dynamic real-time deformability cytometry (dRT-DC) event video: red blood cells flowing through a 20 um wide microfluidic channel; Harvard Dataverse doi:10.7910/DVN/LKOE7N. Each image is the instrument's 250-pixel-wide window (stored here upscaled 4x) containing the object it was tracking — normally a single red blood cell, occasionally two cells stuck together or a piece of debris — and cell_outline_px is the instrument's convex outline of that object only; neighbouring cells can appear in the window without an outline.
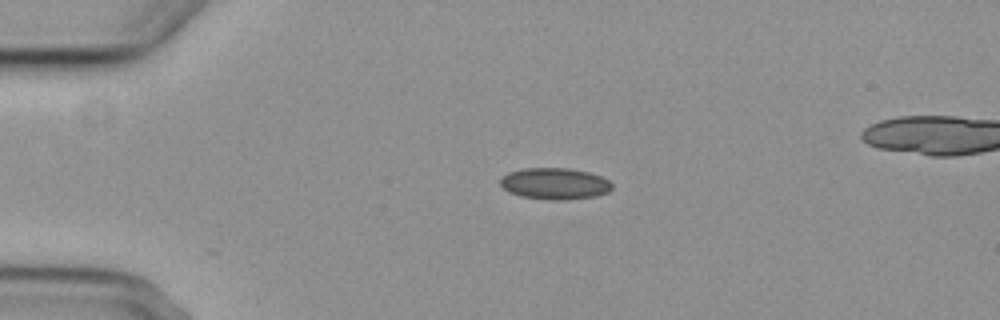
{"species": "common noctule bat (a hibernating species)", "species_latin": "Nyctalus noctula", "temperature_condition": "cold", "stored_images_in_passage": 4, "camera_frame_rate_fps": 3000, "um_per_image_px": 0.085, "animal": {"sex": "female", "body_mass_g": 29.2, "forearm_length_mm": 56.3}, "frame": {"image": 1, "passage_image": 2, "time_ms": 1.333, "image_size_px": [1000, 320], "cell_outline_px": [[612, 188], [608, 192], [596, 196], [560, 200], [548, 200], [520, 196], [508, 192], [500, 184], [500, 180], [508, 172], [524, 168], [568, 168], [588, 172], [600, 176], [608, 180], [612, 184]], "centroid_in_image_um": [47.14, 15.61], "position_along_channel_um": 37.9, "area_um2": 20.46}}
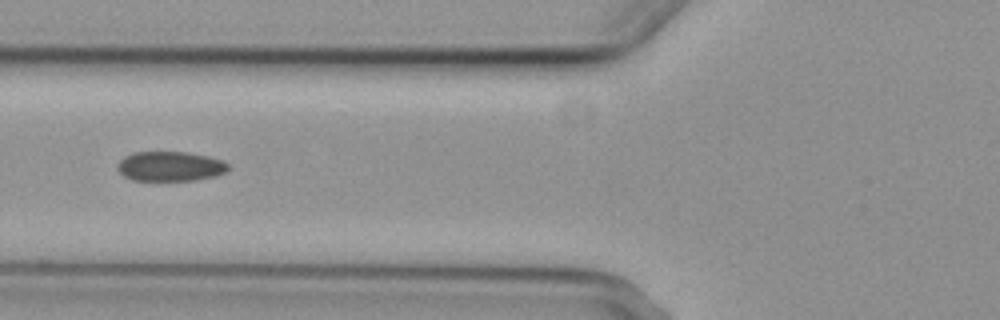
{"frame": {"image": 2, "passage_image": 4, "time_ms": 4.333, "image_size_px": [1000, 320], "cell_outline_px": [[228, 168], [224, 172], [216, 176], [196, 180], [132, 180], [124, 176], [116, 168], [116, 164], [124, 156], [132, 152], [184, 152], [208, 156], [220, 160], [228, 164]], "centroid_in_image_um": [14.41, 14.13], "position_along_channel_um": 111.4, "area_um2": 19.13}}